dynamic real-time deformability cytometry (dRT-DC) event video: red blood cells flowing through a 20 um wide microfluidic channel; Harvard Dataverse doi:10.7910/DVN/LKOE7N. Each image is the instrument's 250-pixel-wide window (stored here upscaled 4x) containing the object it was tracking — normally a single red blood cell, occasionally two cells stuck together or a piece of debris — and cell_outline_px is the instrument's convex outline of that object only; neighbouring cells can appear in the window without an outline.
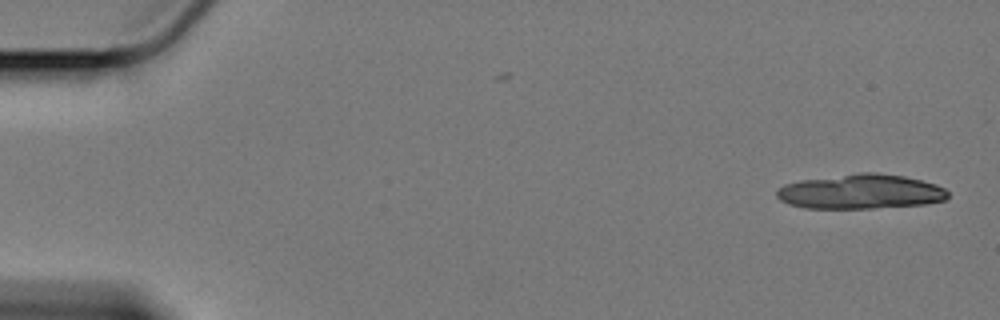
{"species": "Egyptian fruit bat (a non-hibernating species)", "species_latin": "Rousettus aegyptiacus", "temperature_condition": "cold", "stored_images_in_passage": 15, "camera_frame_rate_fps": 3000, "um_per_image_px": 0.085, "animal": {"sex": "female"}, "frame": {"image": 1, "passage_image": 1, "time_ms": 0.0, "image_size_px": [1000, 320], "cell_outline_px": [[948, 196], [944, 200], [924, 204], [872, 208], [808, 208], [792, 204], [780, 200], [776, 196], [776, 188], [784, 184], [800, 180], [860, 172], [876, 172], [904, 176], [936, 184], [944, 188], [948, 192]], "centroid_in_image_um": [73.14, 16.28], "position_along_channel_um": 11.9, "area_um2": 34.51}}